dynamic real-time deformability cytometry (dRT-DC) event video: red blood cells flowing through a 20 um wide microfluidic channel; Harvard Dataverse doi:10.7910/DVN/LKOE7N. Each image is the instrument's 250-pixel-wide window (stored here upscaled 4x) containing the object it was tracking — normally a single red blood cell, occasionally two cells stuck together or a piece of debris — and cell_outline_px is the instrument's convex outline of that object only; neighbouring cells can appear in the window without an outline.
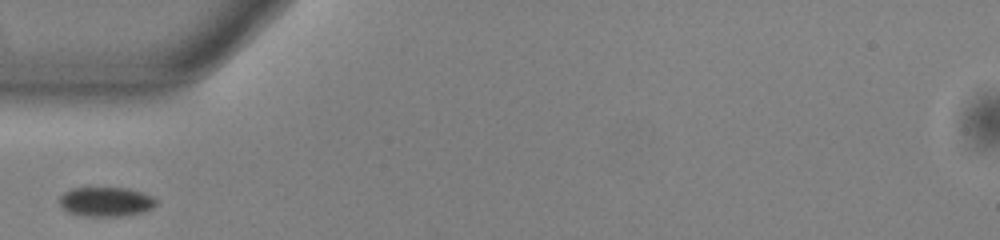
{"species": "common noctule bat (a hibernating species)", "species_latin": "Nyctalus noctula", "temperature_condition": "warm", "stored_images_in_passage": 29, "camera_frame_rate_fps": 3000, "um_per_image_px": 0.085, "animal": {"sex": "male", "body_mass_g": 13.0, "forearm_length_mm": 53.1}, "frame": {"image": 1, "passage_image": 1, "time_ms": 0.0, "image_size_px": [1000, 240], "cell_outline_px": [[156, 204], [152, 208], [140, 212], [120, 216], [84, 216], [68, 212], [60, 204], [60, 196], [64, 192], [72, 188], [128, 188], [152, 196], [156, 200]], "centroid_in_image_um": [8.98, 17.14], "position_along_channel_um": 76.0, "area_um2": 16.36}}
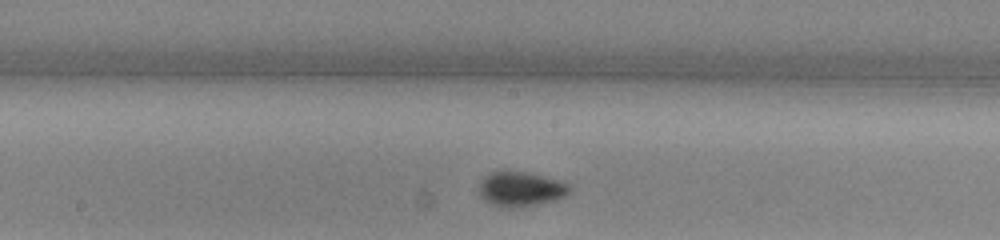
{"frame": {"image": 2, "passage_image": 11, "time_ms": 3.333, "image_size_px": [1000, 240], "cell_outline_px": [[572, 188], [564, 196], [556, 200], [512, 208], [500, 208], [484, 200], [480, 196], [480, 184], [484, 176], [492, 172], [528, 172], [544, 176], [568, 184]], "centroid_in_image_um": [44.24, 16.08], "position_along_channel_um": 204.0, "area_um2": 18.03}}
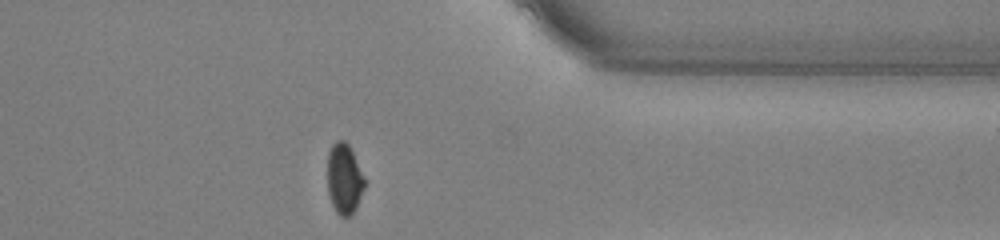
{"frame": {"image": 3, "passage_image": 26, "time_ms": 8.333, "image_size_px": [1000, 240], "cell_outline_px": [[368, 180], [356, 208], [348, 216], [340, 216], [336, 212], [332, 204], [328, 192], [328, 152], [332, 144], [336, 140], [344, 140], [348, 144]], "centroid_in_image_um": [29.29, 15.18], "position_along_channel_um": 382.1, "area_um2": 15.49}}